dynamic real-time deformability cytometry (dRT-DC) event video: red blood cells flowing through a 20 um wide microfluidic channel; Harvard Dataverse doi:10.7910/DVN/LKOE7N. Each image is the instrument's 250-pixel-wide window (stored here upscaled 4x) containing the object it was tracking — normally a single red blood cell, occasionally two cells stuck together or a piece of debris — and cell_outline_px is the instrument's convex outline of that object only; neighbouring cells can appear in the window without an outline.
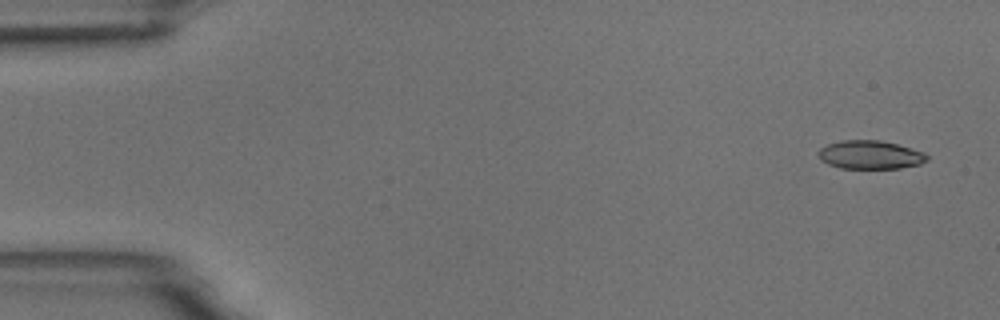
{"species": "common noctule bat (a hibernating species)", "species_latin": "Nyctalus noctula", "temperature_condition": "room temperature", "stored_images_in_passage": 9, "camera_frame_rate_fps": 3000, "um_per_image_px": 0.085, "animal": {"sex": "male", "body_mass_g": 18.8}, "frame": {"image": 1, "passage_image": 1, "time_ms": 0.0, "image_size_px": [1000, 320], "cell_outline_px": [[928, 160], [920, 164], [900, 168], [840, 168], [828, 164], [820, 160], [816, 152], [820, 148], [828, 144], [840, 140], [880, 140], [896, 144], [924, 152], [928, 156]], "centroid_in_image_um": [73.93, 13.15], "position_along_channel_um": 11.1, "area_um2": 18.09}}
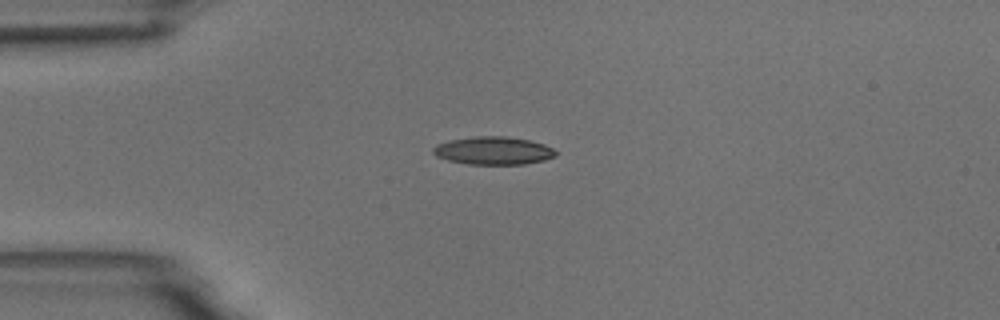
{"frame": {"image": 2, "passage_image": 4, "time_ms": 3.667, "image_size_px": [1000, 320], "cell_outline_px": [[556, 156], [544, 160], [524, 164], [468, 164], [448, 160], [436, 156], [432, 152], [432, 148], [436, 144], [448, 140], [476, 136], [504, 136], [528, 140], [544, 144], [552, 148], [556, 152]], "centroid_in_image_um": [41.9, 12.8], "position_along_channel_um": 43.1, "area_um2": 19.94}}
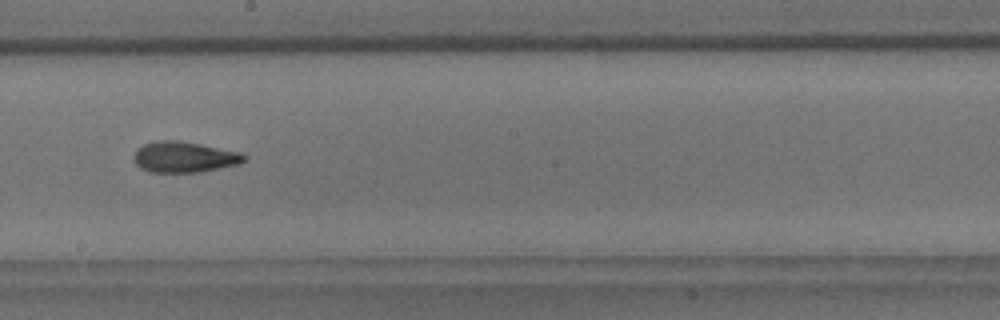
{"frame": {"image": 3, "passage_image": 9, "time_ms": 9.333, "image_size_px": [1000, 320], "cell_outline_px": [[248, 156], [240, 164], [200, 172], [148, 172], [140, 168], [136, 164], [132, 156], [136, 148], [144, 144], [156, 140], [180, 140], [240, 152]], "centroid_in_image_um": [15.63, 13.34], "position_along_channel_um": 232.6, "area_um2": 20.06}}